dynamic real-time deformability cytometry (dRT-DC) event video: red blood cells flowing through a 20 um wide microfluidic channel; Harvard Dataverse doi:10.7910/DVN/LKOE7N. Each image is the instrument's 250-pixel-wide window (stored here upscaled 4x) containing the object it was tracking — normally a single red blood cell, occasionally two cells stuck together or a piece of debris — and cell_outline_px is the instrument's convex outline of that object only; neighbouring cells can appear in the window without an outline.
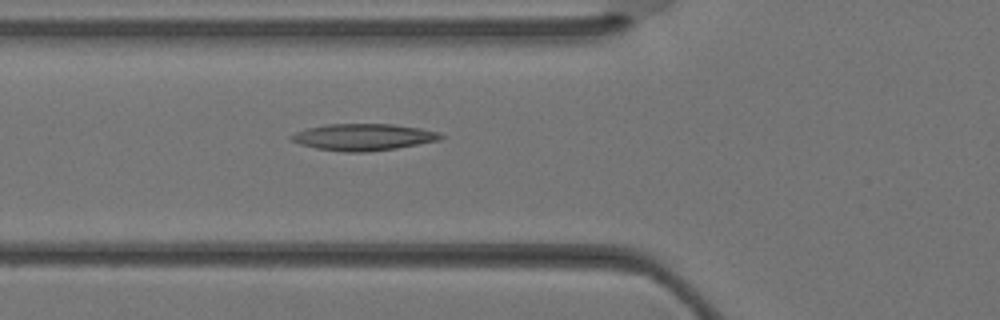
{"species": "Egyptian fruit bat (a non-hibernating species)", "species_latin": "Rousettus aegyptiacus", "temperature_condition": "warm", "stored_images_in_passage": 27, "camera_frame_rate_fps": 3000, "um_per_image_px": 0.085, "animal": {"sex": "female"}, "frame": {"image": 1, "passage_image": 4, "time_ms": 1.0, "image_size_px": [1000, 320], "cell_outline_px": [[444, 136], [440, 140], [396, 148], [364, 152], [348, 152], [316, 148], [300, 144], [292, 140], [288, 136], [296, 132], [308, 128], [328, 124], [392, 124], [420, 128], [440, 132]], "centroid_in_image_um": [30.9, 11.65], "position_along_channel_um": 94.9, "area_um2": 23.06}}
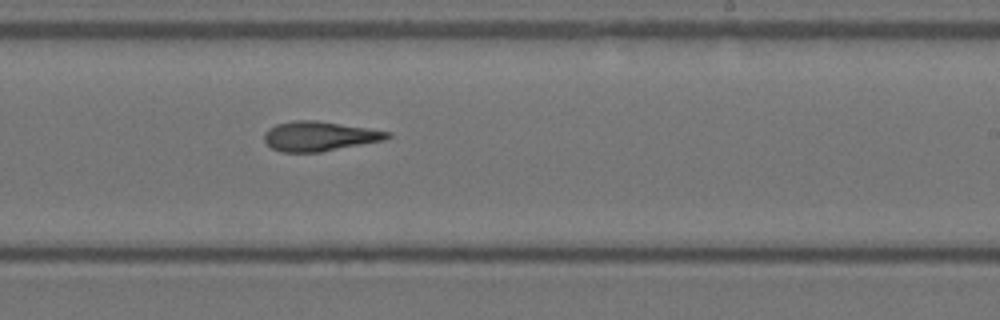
{"frame": {"image": 2, "passage_image": 13, "time_ms": 4.0, "image_size_px": [1000, 320], "cell_outline_px": [[392, 136], [388, 140], [320, 152], [280, 152], [272, 148], [264, 140], [264, 132], [268, 128], [276, 124], [292, 120], [316, 120], [392, 132]], "centroid_in_image_um": [27.17, 11.58], "position_along_channel_um": 261.8, "area_um2": 21.5}}
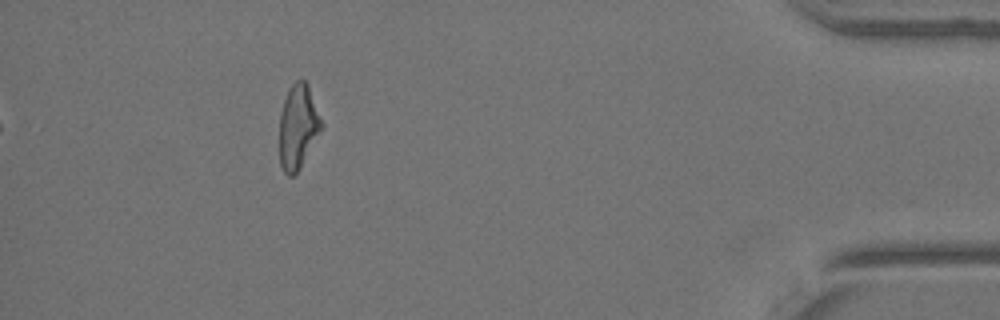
{"frame": {"image": 3, "passage_image": 24, "time_ms": 7.667, "image_size_px": [1000, 320], "cell_outline_px": [[324, 128], [300, 168], [292, 176], [288, 176], [284, 172], [280, 164], [280, 112], [288, 88], [296, 80], [304, 80], [308, 84], [324, 124]], "centroid_in_image_um": [25.36, 10.76], "position_along_channel_um": 409.8, "area_um2": 20.92}}